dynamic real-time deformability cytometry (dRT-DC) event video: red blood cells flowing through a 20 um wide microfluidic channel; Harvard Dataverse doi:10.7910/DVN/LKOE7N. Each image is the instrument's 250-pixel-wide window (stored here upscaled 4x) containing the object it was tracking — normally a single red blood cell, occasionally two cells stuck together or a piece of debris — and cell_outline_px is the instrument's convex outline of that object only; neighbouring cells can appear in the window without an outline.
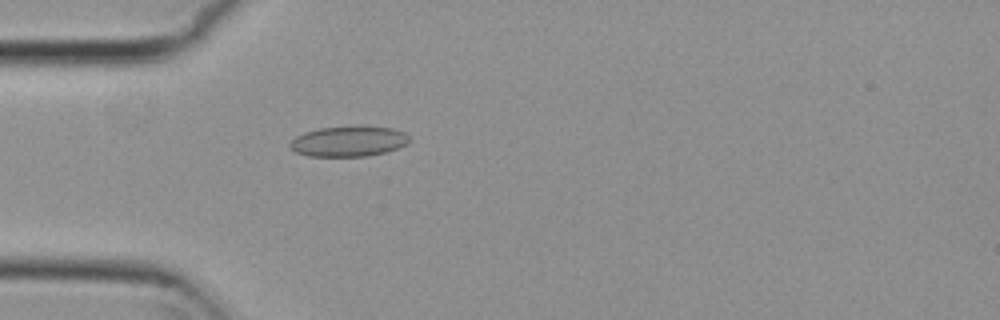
{"species": "common noctule bat (a hibernating species)", "species_latin": "Nyctalus noctula", "temperature_condition": "cold", "stored_images_in_passage": 54, "camera_frame_rate_fps": 3000, "um_per_image_px": 0.085, "animal": {"sex": "female", "body_mass_g": 29.2, "forearm_length_mm": 56.3}, "frame": {"image": 1, "passage_image": 16, "time_ms": 5.0, "image_size_px": [1000, 320], "cell_outline_px": [[412, 140], [408, 144], [384, 152], [368, 156], [308, 156], [296, 152], [288, 144], [296, 136], [304, 132], [320, 128], [352, 124], [360, 124], [392, 128], [404, 132]], "centroid_in_image_um": [29.66, 11.97], "position_along_channel_um": 55.3, "area_um2": 21.68}}
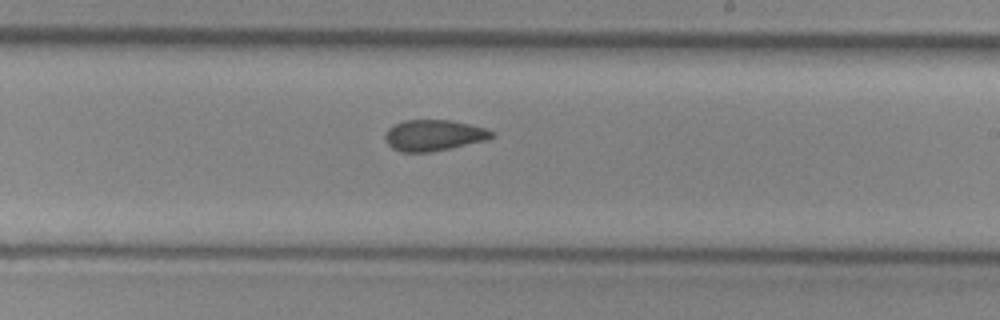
{"frame": {"image": 2, "passage_image": 32, "time_ms": 10.333, "image_size_px": [1000, 320], "cell_outline_px": [[496, 136], [488, 140], [452, 148], [432, 152], [400, 152], [392, 148], [384, 140], [384, 136], [388, 128], [392, 124], [404, 120], [452, 120], [484, 128], [496, 132]], "centroid_in_image_um": [36.87, 11.5], "position_along_channel_um": 252.1, "area_um2": 19.65}}
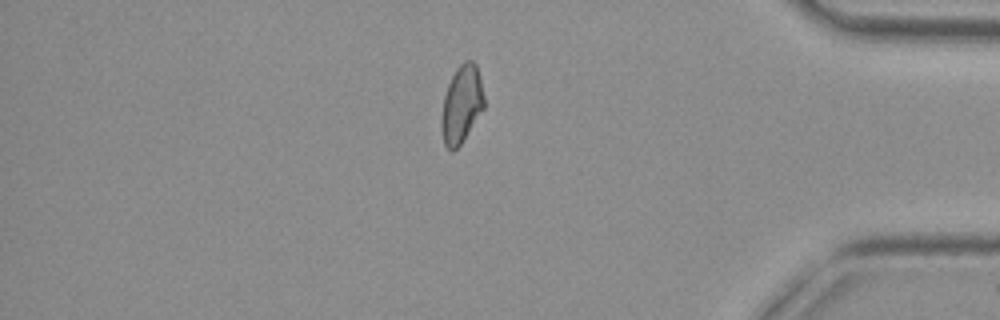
{"frame": {"image": 3, "passage_image": 46, "time_ms": 15.0, "image_size_px": [1000, 320], "cell_outline_px": [[484, 108], [460, 144], [452, 152], [444, 144], [440, 124], [440, 116], [444, 96], [448, 84], [456, 68], [464, 60], [472, 60], [476, 64], [484, 96]], "centroid_in_image_um": [39.21, 8.85], "position_along_channel_um": 396.0, "area_um2": 19.19}, "authors_computed_cell_mechanics": {"area_um2": 19.8254, "velocity_mm_per_s": 3.7944, "shape_relaxation_time_tau1_ms": null, "shape_relaxation_time_tau2_ms": 5.1227, "deformation_change_tau1": null, "deformation_change_tau2": 0.1017}}